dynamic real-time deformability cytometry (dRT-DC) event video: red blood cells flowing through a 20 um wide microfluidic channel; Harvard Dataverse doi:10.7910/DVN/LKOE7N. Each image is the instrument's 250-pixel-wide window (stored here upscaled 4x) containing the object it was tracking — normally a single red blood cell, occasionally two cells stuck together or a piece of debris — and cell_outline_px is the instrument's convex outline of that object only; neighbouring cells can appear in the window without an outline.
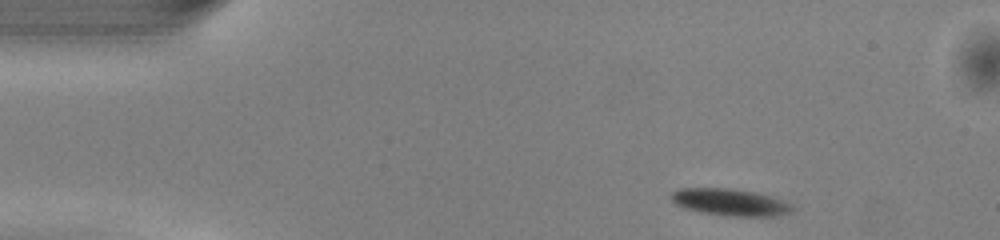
{"species": "common noctule bat (a hibernating species)", "species_latin": "Nyctalus noctula", "temperature_condition": "warm", "stored_images_in_passage": 44, "camera_frame_rate_fps": 3000, "um_per_image_px": 0.085, "animal": {"sex": "male", "body_mass_g": 13.0, "forearm_length_mm": 53.1}, "frame": {"image": 1, "passage_image": 1, "time_ms": 0.0, "image_size_px": [1000, 240], "cell_outline_px": [[792, 208], [788, 212], [772, 216], [732, 216], [700, 212], [684, 208], [676, 204], [672, 200], [672, 192], [680, 188], [732, 188], [756, 192], [792, 204]], "centroid_in_image_um": [62.0, 17.18], "position_along_channel_um": 23.0, "area_um2": 18.67}}
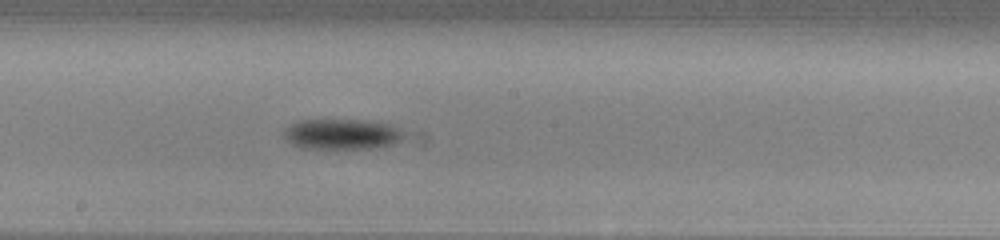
{"frame": {"image": 2, "passage_image": 21, "time_ms": 6.667, "image_size_px": [1000, 240], "cell_outline_px": [[404, 140], [392, 144], [376, 148], [300, 148], [292, 144], [280, 132], [284, 128], [300, 120], [360, 120], [392, 124], [400, 128], [404, 132]], "centroid_in_image_um": [29.08, 11.4], "position_along_channel_um": 219.1, "area_um2": 21.5}}
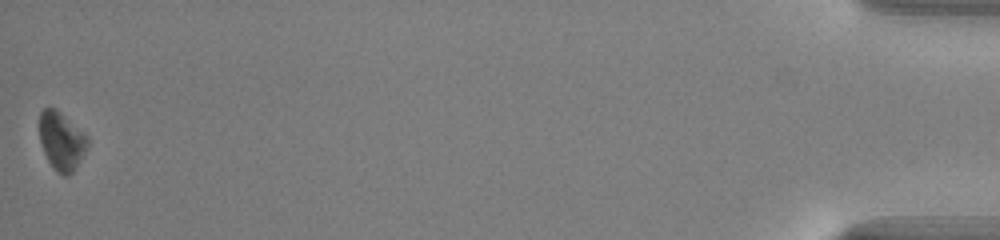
{"frame": {"image": 3, "passage_image": 44, "time_ms": 14.333, "image_size_px": [1000, 240], "cell_outline_px": [[88, 148], [72, 172], [68, 176], [64, 176], [56, 172], [52, 168], [44, 152], [40, 140], [40, 112], [44, 108], [56, 108], [84, 132], [88, 136]], "centroid_in_image_um": [5.24, 11.99], "position_along_channel_um": 430.0, "area_um2": 16.36}, "authors_computed_cell_mechanics": {"area_um2": 19.1318, "velocity_mm_per_s": 4.0761, "shape_relaxation_time_tau1_ms": 0.6934, "shape_relaxation_time_tau2_ms": null, "deformation_change_tau1": 0.0823, "deformation_change_tau2": null}}